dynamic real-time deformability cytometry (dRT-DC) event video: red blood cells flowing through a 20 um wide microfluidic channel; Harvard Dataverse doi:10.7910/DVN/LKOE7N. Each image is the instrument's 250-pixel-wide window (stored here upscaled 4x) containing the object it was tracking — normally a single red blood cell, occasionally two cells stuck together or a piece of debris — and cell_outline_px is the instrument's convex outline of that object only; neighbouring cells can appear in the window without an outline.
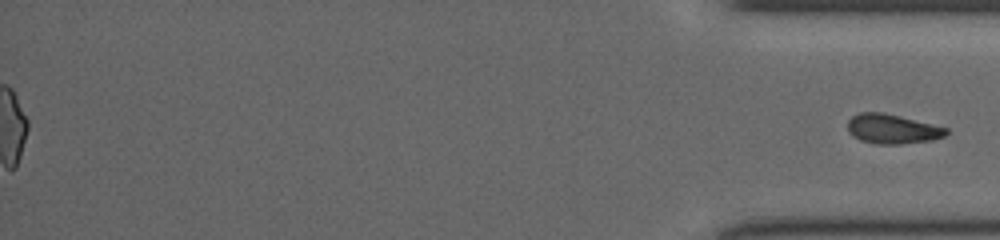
{"species": "common noctule bat (a hibernating species)", "species_latin": "Nyctalus noctula", "temperature_condition": "cold", "stored_images_in_passage": 52, "segment_of_instrument_passage": [2, 2], "camera_frame_rate_fps": 3000, "um_per_image_px": 0.085, "animal": {"sex": "female", "body_mass_g": 19.5, "forearm_length_mm": 54.1}, "frame": {"image": 1, "passage_image": 52, "time_ms": 17.0, "image_size_px": [1000, 240], "cell_outline_px": [[948, 132], [944, 136], [932, 140], [900, 144], [876, 144], [860, 140], [852, 136], [848, 132], [848, 120], [852, 116], [860, 112], [884, 112], [948, 128]], "centroid_in_image_um": [75.82, 10.96], "position_along_channel_um": 359.4, "area_um2": 16.99}}